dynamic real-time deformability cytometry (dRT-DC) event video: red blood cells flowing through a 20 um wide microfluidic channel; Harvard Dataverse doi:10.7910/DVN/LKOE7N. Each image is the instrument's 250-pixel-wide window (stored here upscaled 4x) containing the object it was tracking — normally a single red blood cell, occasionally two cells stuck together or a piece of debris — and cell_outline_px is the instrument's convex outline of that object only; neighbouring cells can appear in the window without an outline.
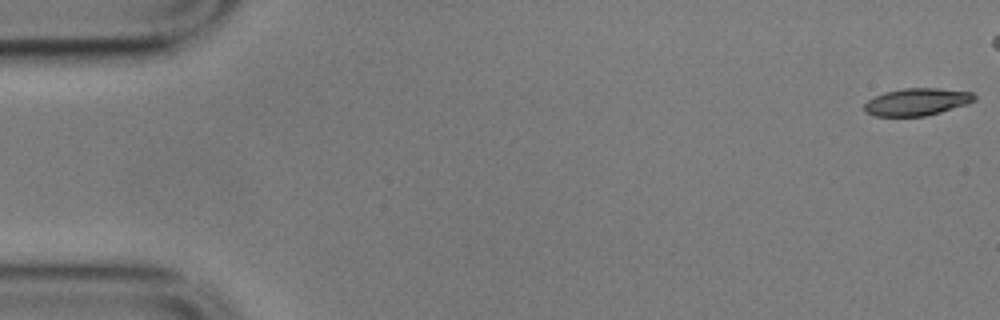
{"species": "common noctule bat (a hibernating species)", "species_latin": "Nyctalus noctula", "temperature_condition": "cold", "stored_images_in_passage": 47, "camera_frame_rate_fps": 3000, "um_per_image_px": 0.085, "animal": {"sex": "male", "body_mass_g": 17.9}, "frame": {"image": 1, "passage_image": 1, "time_ms": 0.0, "image_size_px": [1000, 320], "cell_outline_px": [[976, 100], [968, 104], [940, 112], [924, 116], [876, 116], [864, 112], [864, 104], [868, 100], [884, 92], [904, 88], [936, 88], [972, 92], [976, 96]], "centroid_in_image_um": [77.94, 8.66], "position_along_channel_um": 7.1, "area_um2": 17.51}}
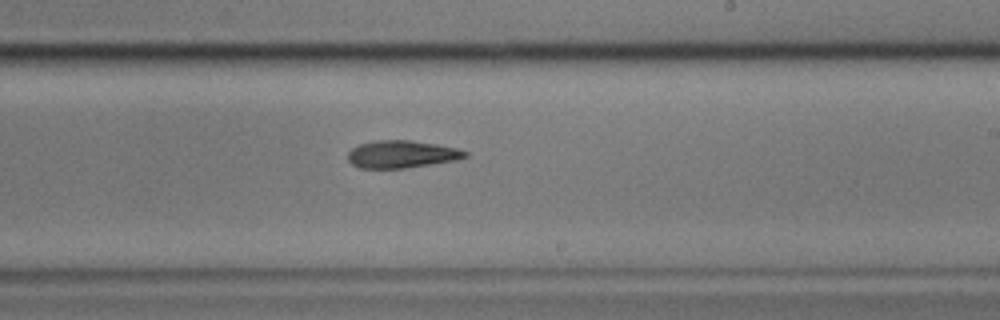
{"frame": {"image": 2, "passage_image": 34, "time_ms": 11.0, "image_size_px": [1000, 320], "cell_outline_px": [[468, 156], [456, 160], [404, 168], [360, 168], [352, 164], [348, 160], [348, 152], [352, 148], [360, 144], [376, 140], [412, 140], [436, 144], [456, 148], [468, 152]], "centroid_in_image_um": [34.13, 13.1], "position_along_channel_um": 254.9, "area_um2": 18.67}}
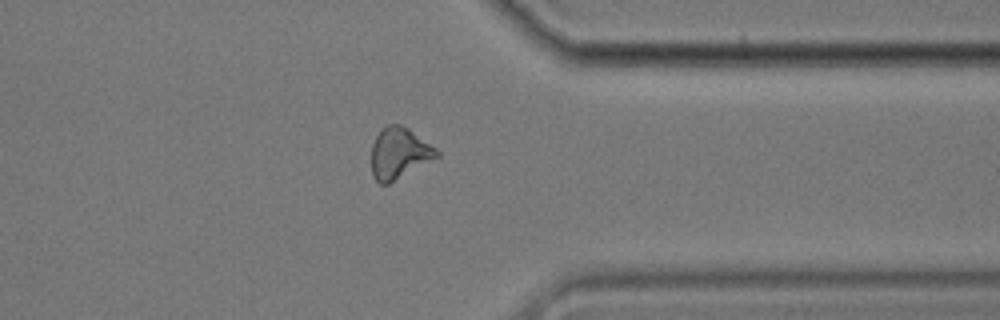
{"frame": {"image": 3, "passage_image": 45, "time_ms": 14.667, "image_size_px": [1000, 320], "cell_outline_px": [[440, 156], [388, 184], [380, 184], [372, 176], [372, 144], [376, 136], [388, 124], [400, 124], [408, 128], [436, 148], [440, 152]], "centroid_in_image_um": [33.93, 13.03], "position_along_channel_um": 377.5, "area_um2": 19.31}}